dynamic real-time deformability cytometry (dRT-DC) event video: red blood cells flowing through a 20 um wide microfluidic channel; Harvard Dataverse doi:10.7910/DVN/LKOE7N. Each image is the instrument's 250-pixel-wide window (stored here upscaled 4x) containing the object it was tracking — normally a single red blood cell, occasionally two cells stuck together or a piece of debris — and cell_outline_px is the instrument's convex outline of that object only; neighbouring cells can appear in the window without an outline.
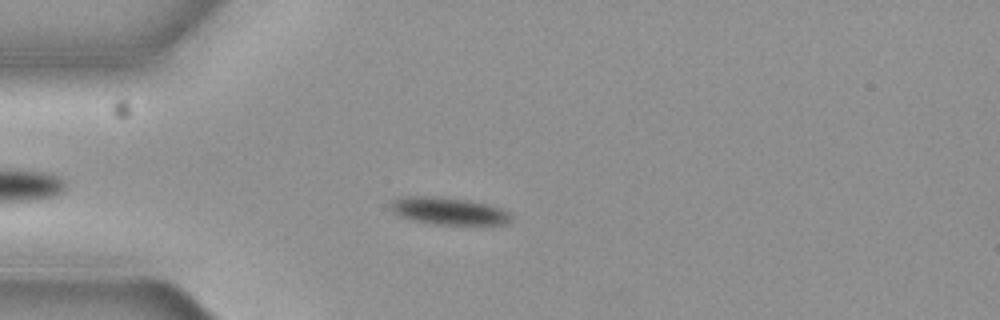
{"species": "common noctule bat (a hibernating species)", "species_latin": "Nyctalus noctula", "temperature_condition": "cold", "stored_images_in_passage": 4, "camera_frame_rate_fps": 3000, "um_per_image_px": 0.085, "animal": {"sex": "female", "body_mass_g": 19.3, "forearm_length_mm": 54.1}, "frame": {"image": 1, "passage_image": 4, "time_ms": 1.0, "image_size_px": [1000, 320], "cell_outline_px": [[512, 220], [508, 224], [432, 224], [412, 220], [400, 216], [392, 212], [388, 204], [392, 200], [400, 196], [440, 196], [468, 200], [488, 204], [500, 208], [508, 212], [512, 216]], "centroid_in_image_um": [38.09, 17.92], "position_along_channel_um": 46.9, "area_um2": 19.42}}